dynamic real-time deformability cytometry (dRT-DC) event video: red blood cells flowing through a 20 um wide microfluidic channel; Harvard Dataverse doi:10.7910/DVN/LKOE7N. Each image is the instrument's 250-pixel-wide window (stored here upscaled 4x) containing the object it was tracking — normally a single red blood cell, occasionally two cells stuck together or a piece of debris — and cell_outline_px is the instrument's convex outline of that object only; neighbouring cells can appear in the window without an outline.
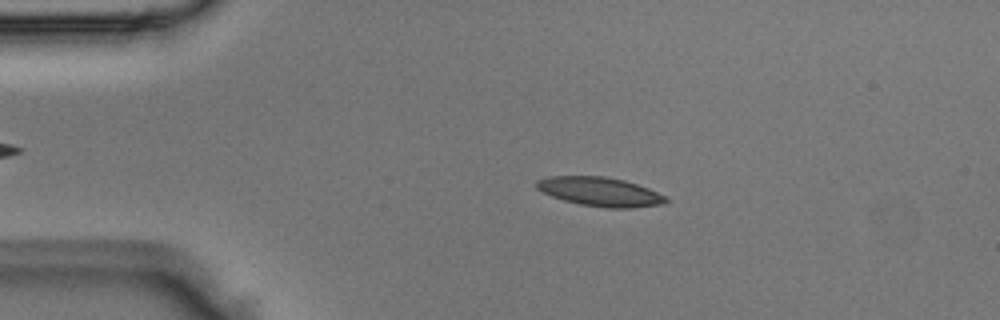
{"species": "Egyptian fruit bat (a non-hibernating species)", "species_latin": "Rousettus aegyptiacus", "temperature_condition": "room temperature", "stored_images_in_passage": 49, "camera_frame_rate_fps": 3000, "um_per_image_px": 0.085, "animal": {"sex": "male"}, "frame": {"image": 1, "passage_image": 9, "time_ms": 2.667, "image_size_px": [1000, 320], "cell_outline_px": [[668, 200], [664, 204], [632, 208], [608, 208], [580, 204], [564, 200], [552, 196], [536, 188], [536, 180], [548, 176], [604, 176], [624, 180], [648, 188], [664, 196]], "centroid_in_image_um": [50.99, 16.29], "position_along_channel_um": 34.0, "area_um2": 21.73}}
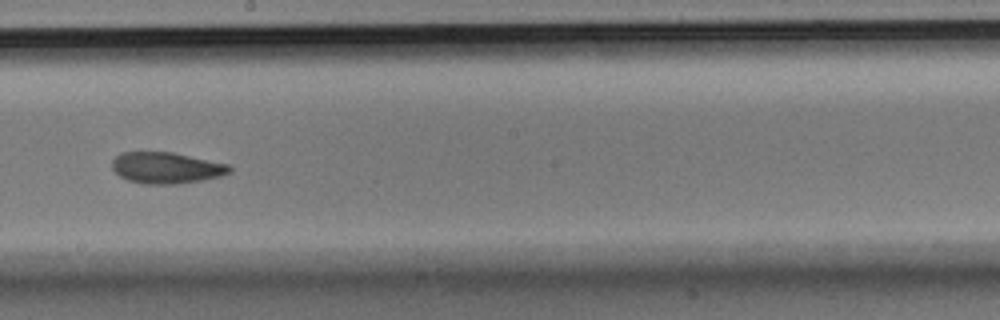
{"frame": {"image": 2, "passage_image": 27, "time_ms": 8.667, "image_size_px": [1000, 320], "cell_outline_px": [[232, 168], [228, 172], [220, 176], [204, 180], [176, 184], [144, 184], [128, 180], [120, 176], [112, 168], [112, 160], [120, 152], [172, 152], [228, 164]], "centroid_in_image_um": [14.11, 14.27], "position_along_channel_um": 234.1, "area_um2": 21.33}}
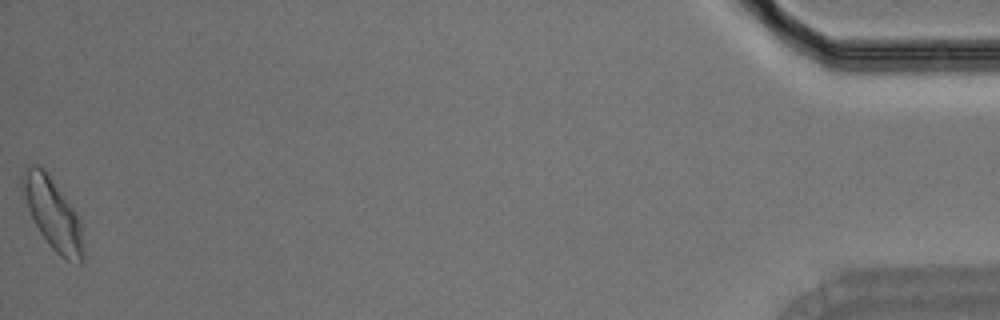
{"frame": {"image": 3, "passage_image": 49, "time_ms": 16.0, "image_size_px": [1000, 320], "cell_outline_px": [[84, 260], [80, 264], [68, 260], [60, 256], [48, 244], [40, 232], [28, 208], [20, 188], [20, 176], [24, 168], [32, 164], [36, 164], [44, 168], [76, 212], [80, 220], [84, 248]], "centroid_in_image_um": [4.47, 18.15], "position_along_channel_um": 430.7, "area_um2": 25.32}}